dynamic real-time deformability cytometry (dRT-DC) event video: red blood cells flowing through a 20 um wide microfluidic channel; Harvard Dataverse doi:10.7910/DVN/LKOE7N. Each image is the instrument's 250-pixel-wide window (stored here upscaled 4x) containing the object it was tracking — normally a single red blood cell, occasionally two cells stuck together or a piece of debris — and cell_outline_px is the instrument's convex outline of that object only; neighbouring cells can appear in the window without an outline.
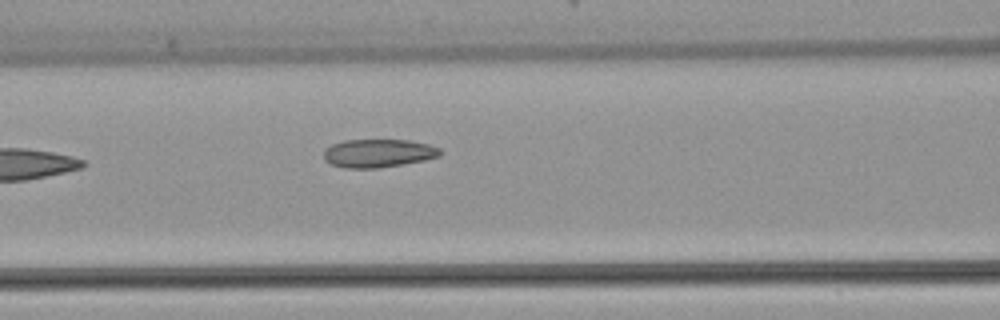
{"species": "common noctule bat (a hibernating species)", "species_latin": "Nyctalus noctula", "temperature_condition": "warm", "stored_images_in_passage": 6, "camera_frame_rate_fps": 3000, "um_per_image_px": 0.085, "animal": {"sex": "female", "body_mass_g": 22.7, "forearm_length_mm": 54.2}, "frame": {"image": 1, "passage_image": 6, "time_ms": 6.333, "image_size_px": [1000, 320], "cell_outline_px": [[440, 156], [424, 160], [380, 168], [344, 168], [332, 164], [324, 160], [324, 152], [332, 144], [344, 140], [408, 140], [428, 144], [440, 148]], "centroid_in_image_um": [32.15, 13.02], "position_along_channel_um": 134.5, "area_um2": 19.07}}